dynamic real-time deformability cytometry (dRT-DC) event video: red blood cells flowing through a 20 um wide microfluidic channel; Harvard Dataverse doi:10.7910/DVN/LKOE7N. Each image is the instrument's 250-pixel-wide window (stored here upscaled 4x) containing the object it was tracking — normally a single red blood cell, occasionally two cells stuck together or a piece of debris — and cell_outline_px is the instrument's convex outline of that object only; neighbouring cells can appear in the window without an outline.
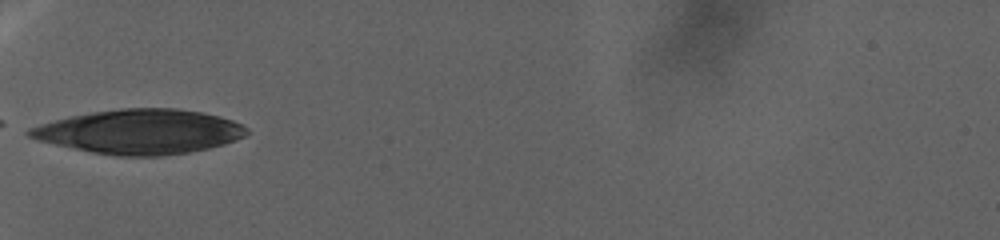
{"species": "human", "species_latin": "Homo sapiens", "temperature_condition": "warm", "stored_images_in_passage": 95, "camera_frame_rate_fps": 3000, "um_per_image_px": 0.085, "donor": {"sex": "female"}, "frame": {"image": 1, "passage_image": 1, "time_ms": 0.0, "image_size_px": [1000, 240], "cell_outline_px": [[248, 132], [244, 136], [236, 140], [224, 144], [208, 148], [188, 152], [160, 156], [116, 156], [92, 152], [36, 140], [28, 136], [24, 132], [28, 128], [40, 124], [72, 116], [92, 112], [120, 108], [176, 108], [200, 112], [220, 116], [232, 120], [248, 128]], "centroid_in_image_um": [11.88, 11.19], "position_along_channel_um": 73.1, "area_um2": 56.12}}
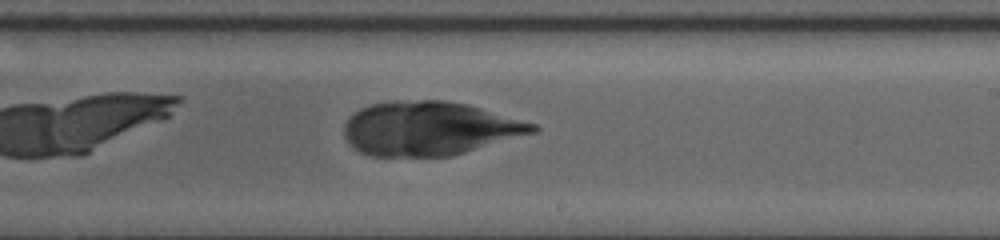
{"frame": {"image": 2, "passage_image": 40, "time_ms": 13.667, "image_size_px": [1000, 240], "cell_outline_px": [[540, 128], [536, 132], [452, 156], [368, 156], [352, 148], [348, 144], [344, 136], [344, 124], [352, 112], [368, 104], [388, 100], [448, 100], [468, 104], [536, 124]], "centroid_in_image_um": [36.44, 10.91], "position_along_channel_um": 252.6, "area_um2": 59.88}}
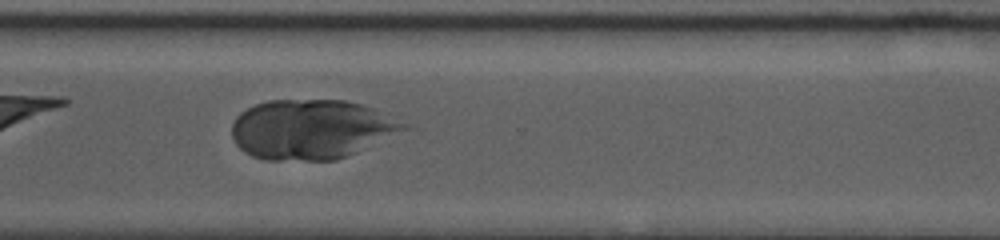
{"frame": {"image": 3, "passage_image": 63, "time_ms": 20.333, "image_size_px": [1000, 240], "cell_outline_px": [[412, 128], [356, 152], [336, 160], [264, 160], [252, 156], [244, 152], [236, 144], [232, 136], [232, 124], [236, 116], [240, 112], [256, 104], [268, 100], [344, 100], [360, 104], [372, 108], [408, 124]], "centroid_in_image_um": [26.45, 11.0], "position_along_channel_um": 344.1, "area_um2": 59.82}}